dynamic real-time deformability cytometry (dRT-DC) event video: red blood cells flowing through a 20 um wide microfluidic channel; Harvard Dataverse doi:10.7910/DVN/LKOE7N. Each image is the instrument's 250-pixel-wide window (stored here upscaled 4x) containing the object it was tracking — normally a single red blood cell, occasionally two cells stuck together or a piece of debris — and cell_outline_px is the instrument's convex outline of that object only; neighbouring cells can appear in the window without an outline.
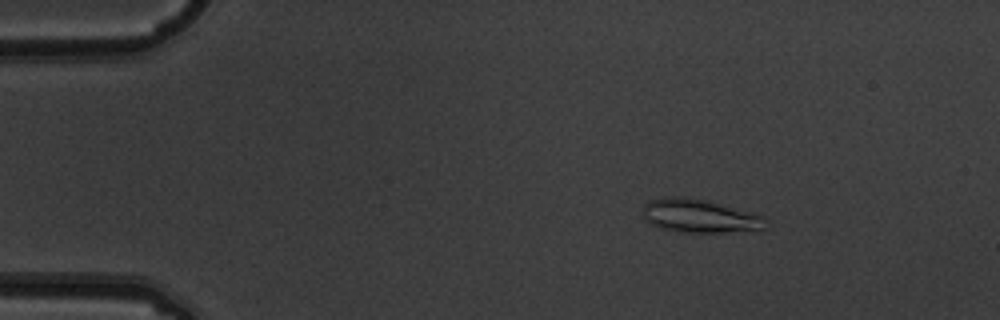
{"species": "common noctule bat (a hibernating species)", "species_latin": "Nyctalus noctula", "temperature_condition": "warm", "stored_images_in_passage": 5, "camera_frame_rate_fps": 3000, "um_per_image_px": 0.085, "animal": {"sex": "male", "body_mass_g": 19.5, "forearm_length_mm": 54.6}, "frame": {"image": 1, "passage_image": 3, "time_ms": 0.667, "image_size_px": [1000, 320], "cell_outline_px": [[764, 228], [724, 232], [684, 232], [660, 228], [648, 224], [644, 216], [644, 204], [652, 200], [668, 196], [688, 196], [708, 200], [764, 216]], "centroid_in_image_um": [59.4, 18.34], "position_along_channel_um": 25.6, "area_um2": 23.7}}